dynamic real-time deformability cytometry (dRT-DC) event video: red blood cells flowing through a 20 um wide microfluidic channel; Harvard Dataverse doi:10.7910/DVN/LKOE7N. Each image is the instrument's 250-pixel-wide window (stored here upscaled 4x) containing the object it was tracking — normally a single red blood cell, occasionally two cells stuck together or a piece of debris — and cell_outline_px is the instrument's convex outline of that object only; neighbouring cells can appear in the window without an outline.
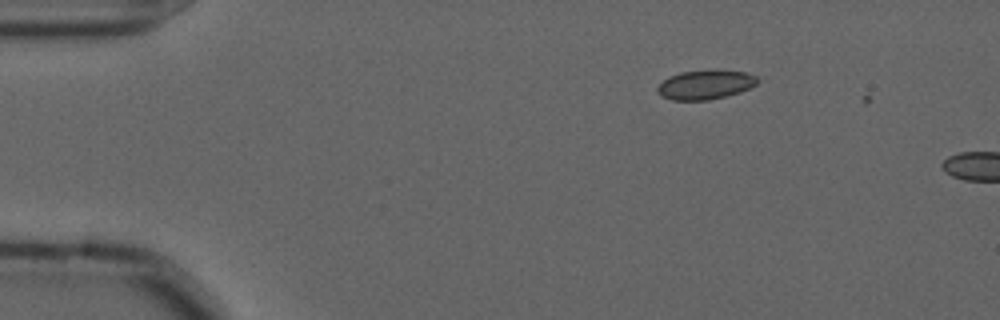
{"species": "common noctule bat (a hibernating species)", "species_latin": "Nyctalus noctula", "temperature_condition": "cold", "stored_images_in_passage": 6, "camera_frame_rate_fps": 3000, "um_per_image_px": 0.085, "animal": {"sex": "male", "forearm_length_mm": 52.5}, "frame": {"image": 1, "passage_image": 5, "time_ms": 1.333, "image_size_px": [1000, 320], "cell_outline_px": [[760, 80], [756, 84], [740, 92], [708, 100], [672, 100], [660, 96], [656, 92], [656, 88], [664, 80], [680, 72], [716, 68], [744, 72], [756, 76]], "centroid_in_image_um": [59.95, 7.18], "position_along_channel_um": 25.0, "area_um2": 17.28}}